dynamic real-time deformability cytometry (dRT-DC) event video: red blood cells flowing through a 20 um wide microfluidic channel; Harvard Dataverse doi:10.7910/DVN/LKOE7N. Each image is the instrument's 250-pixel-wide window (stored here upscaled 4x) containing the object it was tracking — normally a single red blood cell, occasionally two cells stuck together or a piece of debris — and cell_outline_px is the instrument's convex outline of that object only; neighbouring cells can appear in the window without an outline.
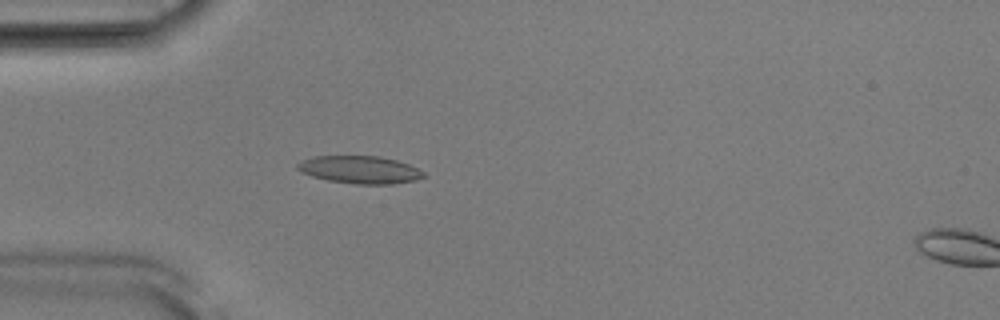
{"species": "Egyptian fruit bat (a non-hibernating species)", "species_latin": "Rousettus aegyptiacus", "temperature_condition": "room temperature", "stored_images_in_passage": 42, "camera_frame_rate_fps": 3000, "um_per_image_px": 0.085, "animal": {"sex": "male"}, "frame": {"image": 1, "passage_image": 5, "time_ms": 1.333, "image_size_px": [1000, 320], "cell_outline_px": [[428, 176], [416, 180], [392, 184], [356, 184], [328, 180], [312, 176], [296, 168], [296, 164], [312, 156], [380, 156], [396, 160], [408, 164], [424, 172]], "centroid_in_image_um": [30.62, 14.42], "position_along_channel_um": 54.4, "area_um2": 20.23}}
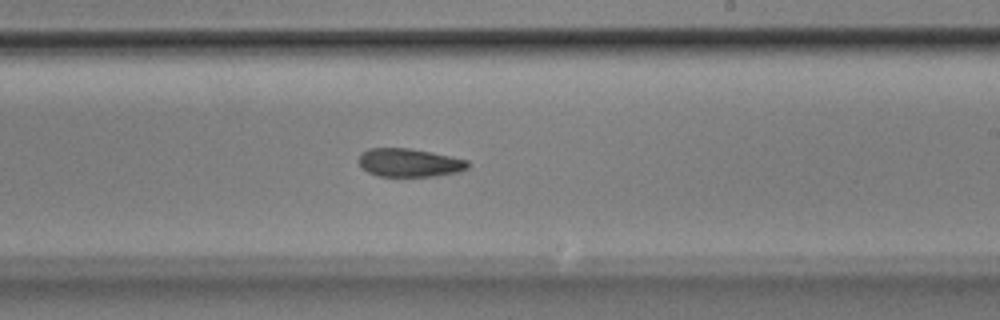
{"frame": {"image": 2, "passage_image": 21, "time_ms": 6.667, "image_size_px": [1000, 320], "cell_outline_px": [[468, 168], [460, 172], [436, 176], [380, 176], [368, 172], [360, 164], [360, 152], [368, 148], [408, 148], [432, 152], [468, 160]], "centroid_in_image_um": [34.82, 13.82], "position_along_channel_um": 254.2, "area_um2": 17.98}}
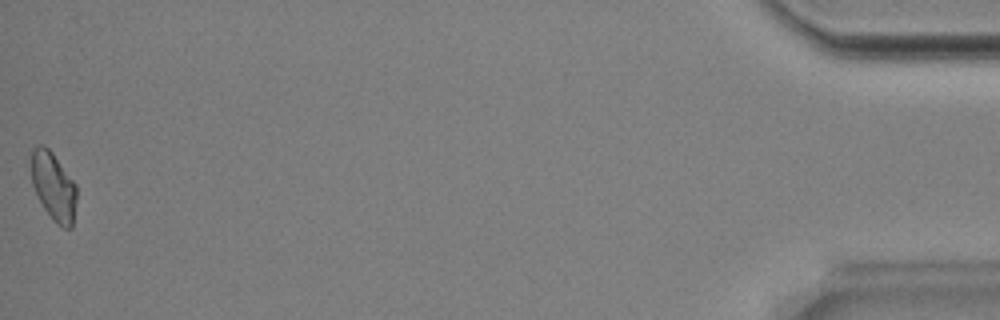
{"frame": {"image": 3, "passage_image": 42, "time_ms": 13.667, "image_size_px": [1000, 320], "cell_outline_px": [[76, 200], [72, 228], [64, 228], [56, 224], [52, 220], [36, 196], [32, 184], [32, 148], [40, 144], [44, 144], [52, 152], [76, 184]], "centroid_in_image_um": [4.55, 15.86], "position_along_channel_um": 430.7, "area_um2": 18.09}, "authors_computed_cell_mechanics": {"area_um2": 18.5249, "velocity_mm_per_s": 3.8874, "shape_relaxation_time_tau1_ms": 9.5547, "shape_relaxation_time_tau2_ms": 10.241, "deformation_change_tau1": 0.2145, "deformation_change_tau2": 0.1845}}